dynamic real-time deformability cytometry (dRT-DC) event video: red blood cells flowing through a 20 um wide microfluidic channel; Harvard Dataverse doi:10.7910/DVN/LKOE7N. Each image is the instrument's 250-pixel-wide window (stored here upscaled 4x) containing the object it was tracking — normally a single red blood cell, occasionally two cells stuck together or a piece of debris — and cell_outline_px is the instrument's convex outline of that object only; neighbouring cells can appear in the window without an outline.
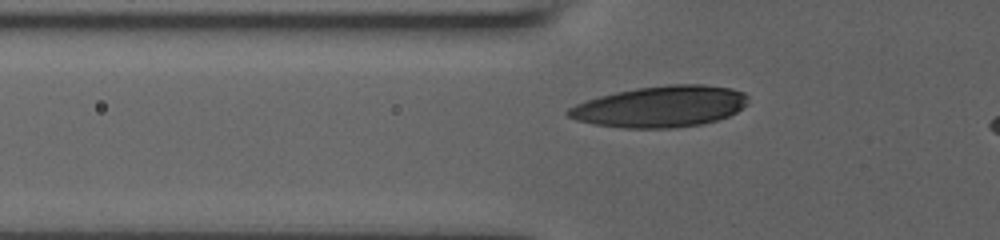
{"species": "human", "species_latin": "Homo sapiens", "temperature_condition": "room temperature", "stored_images_in_passage": 23, "camera_frame_rate_fps": 3000, "um_per_image_px": 0.085, "donor": {"sex": "male"}, "frame": {"image": 1, "passage_image": 3, "time_ms": 0.667, "image_size_px": [1000, 240], "cell_outline_px": [[748, 104], [736, 112], [728, 116], [716, 120], [700, 124], [672, 128], [624, 128], [596, 124], [576, 120], [568, 116], [564, 112], [568, 108], [576, 104], [600, 96], [616, 92], [636, 88], [668, 84], [704, 84], [732, 88], [744, 92], [748, 96]], "centroid_in_image_um": [56.16, 9.05], "position_along_channel_um": 69.6, "area_um2": 43.23}}
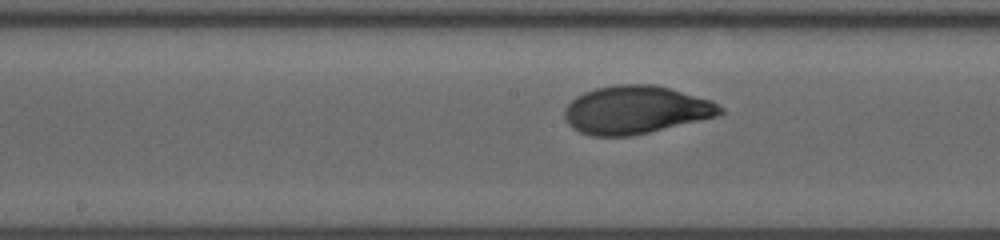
{"frame": {"image": 2, "passage_image": 11, "time_ms": 4.0, "image_size_px": [1000, 240], "cell_outline_px": [[724, 112], [716, 116], [632, 136], [592, 136], [580, 132], [572, 128], [568, 124], [564, 116], [564, 108], [576, 96], [584, 92], [596, 88], [612, 84], [656, 84], [712, 100], [724, 108]], "centroid_in_image_um": [54.02, 9.33], "position_along_channel_um": 194.2, "area_um2": 43.64}}
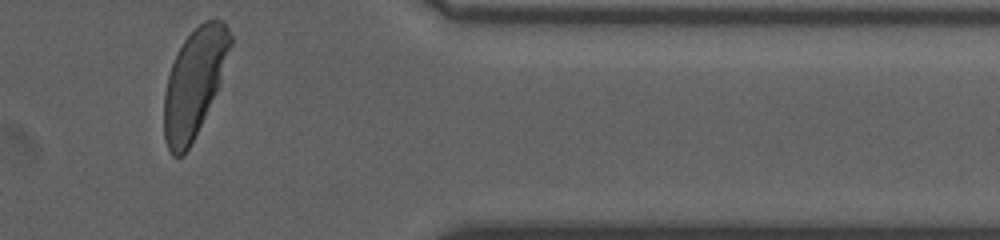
{"frame": {"image": 3, "passage_image": 23, "time_ms": 9.667, "image_size_px": [1000, 240], "cell_outline_px": [[232, 44], [220, 84], [188, 148], [180, 156], [172, 156], [164, 140], [164, 92], [168, 76], [172, 64], [184, 40], [204, 20], [224, 20], [232, 36]], "centroid_in_image_um": [16.52, 7.0], "position_along_channel_um": 394.9, "area_um2": 40.92}, "authors_computed_cell_mechanics": {"area_um2": 43.4078, "velocity_mm_per_s": 3.8226, "shape_relaxation_time_tau1_ms": 3.6799, "shape_relaxation_time_tau2_ms": null, "deformation_change_tau1": 0.1664, "deformation_change_tau2": null}}